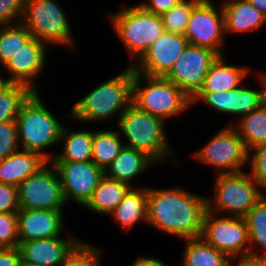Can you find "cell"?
Segmentation results:
<instances>
[{
	"instance_id": "6da1fadb",
	"label": "cell",
	"mask_w": 266,
	"mask_h": 266,
	"mask_svg": "<svg viewBox=\"0 0 266 266\" xmlns=\"http://www.w3.org/2000/svg\"><path fill=\"white\" fill-rule=\"evenodd\" d=\"M207 197L183 188H147V223L181 239L201 235Z\"/></svg>"
},
{
	"instance_id": "7a4b0ae2",
	"label": "cell",
	"mask_w": 266,
	"mask_h": 266,
	"mask_svg": "<svg viewBox=\"0 0 266 266\" xmlns=\"http://www.w3.org/2000/svg\"><path fill=\"white\" fill-rule=\"evenodd\" d=\"M132 84L133 67L130 65L88 92L71 107L66 116L82 123L108 121L116 116L118 122L119 117L132 104Z\"/></svg>"
},
{
	"instance_id": "3957f363",
	"label": "cell",
	"mask_w": 266,
	"mask_h": 266,
	"mask_svg": "<svg viewBox=\"0 0 266 266\" xmlns=\"http://www.w3.org/2000/svg\"><path fill=\"white\" fill-rule=\"evenodd\" d=\"M20 148L33 151L50 161L46 150L60 143L63 124L44 104L40 92H33L23 103L16 118Z\"/></svg>"
},
{
	"instance_id": "277c9868",
	"label": "cell",
	"mask_w": 266,
	"mask_h": 266,
	"mask_svg": "<svg viewBox=\"0 0 266 266\" xmlns=\"http://www.w3.org/2000/svg\"><path fill=\"white\" fill-rule=\"evenodd\" d=\"M132 103L165 122L166 119L185 113L192 105L191 98L174 82L164 76H148L134 70Z\"/></svg>"
},
{
	"instance_id": "5b68a950",
	"label": "cell",
	"mask_w": 266,
	"mask_h": 266,
	"mask_svg": "<svg viewBox=\"0 0 266 266\" xmlns=\"http://www.w3.org/2000/svg\"><path fill=\"white\" fill-rule=\"evenodd\" d=\"M165 123L132 103L119 117L117 126L120 135L127 140L124 146L143 151L156 163H161L173 155L169 149Z\"/></svg>"
},
{
	"instance_id": "8992f818",
	"label": "cell",
	"mask_w": 266,
	"mask_h": 266,
	"mask_svg": "<svg viewBox=\"0 0 266 266\" xmlns=\"http://www.w3.org/2000/svg\"><path fill=\"white\" fill-rule=\"evenodd\" d=\"M109 19L130 58H136L134 63L165 31L161 15L146 11L139 4L121 7Z\"/></svg>"
},
{
	"instance_id": "52a82bcc",
	"label": "cell",
	"mask_w": 266,
	"mask_h": 266,
	"mask_svg": "<svg viewBox=\"0 0 266 266\" xmlns=\"http://www.w3.org/2000/svg\"><path fill=\"white\" fill-rule=\"evenodd\" d=\"M21 23L33 38L46 45L75 49L71 26L56 0H25Z\"/></svg>"
},
{
	"instance_id": "ba28073f",
	"label": "cell",
	"mask_w": 266,
	"mask_h": 266,
	"mask_svg": "<svg viewBox=\"0 0 266 266\" xmlns=\"http://www.w3.org/2000/svg\"><path fill=\"white\" fill-rule=\"evenodd\" d=\"M215 176L214 197H207L210 212L244 217L265 196L263 188L246 171Z\"/></svg>"
},
{
	"instance_id": "9c48e42d",
	"label": "cell",
	"mask_w": 266,
	"mask_h": 266,
	"mask_svg": "<svg viewBox=\"0 0 266 266\" xmlns=\"http://www.w3.org/2000/svg\"><path fill=\"white\" fill-rule=\"evenodd\" d=\"M200 237L230 259L234 258V261L238 257L250 255L248 227L244 217L227 214L219 217V213L206 210Z\"/></svg>"
},
{
	"instance_id": "30bf717a",
	"label": "cell",
	"mask_w": 266,
	"mask_h": 266,
	"mask_svg": "<svg viewBox=\"0 0 266 266\" xmlns=\"http://www.w3.org/2000/svg\"><path fill=\"white\" fill-rule=\"evenodd\" d=\"M225 126L192 155L203 164L213 166L216 174L243 172L248 163V150L235 128Z\"/></svg>"
},
{
	"instance_id": "8fae6325",
	"label": "cell",
	"mask_w": 266,
	"mask_h": 266,
	"mask_svg": "<svg viewBox=\"0 0 266 266\" xmlns=\"http://www.w3.org/2000/svg\"><path fill=\"white\" fill-rule=\"evenodd\" d=\"M49 164L50 161L17 186L20 209L64 210L67 203L59 175L55 166Z\"/></svg>"
},
{
	"instance_id": "7c38bea8",
	"label": "cell",
	"mask_w": 266,
	"mask_h": 266,
	"mask_svg": "<svg viewBox=\"0 0 266 266\" xmlns=\"http://www.w3.org/2000/svg\"><path fill=\"white\" fill-rule=\"evenodd\" d=\"M190 45L209 48L224 55L225 25L222 6L217 8L210 0H200L190 14L184 33Z\"/></svg>"
},
{
	"instance_id": "4fadbf2b",
	"label": "cell",
	"mask_w": 266,
	"mask_h": 266,
	"mask_svg": "<svg viewBox=\"0 0 266 266\" xmlns=\"http://www.w3.org/2000/svg\"><path fill=\"white\" fill-rule=\"evenodd\" d=\"M218 56L209 48L188 44L164 77L192 99L201 89L211 64Z\"/></svg>"
},
{
	"instance_id": "5bb4252c",
	"label": "cell",
	"mask_w": 266,
	"mask_h": 266,
	"mask_svg": "<svg viewBox=\"0 0 266 266\" xmlns=\"http://www.w3.org/2000/svg\"><path fill=\"white\" fill-rule=\"evenodd\" d=\"M59 175L64 199L74 201L82 207L91 198L94 190L104 177V170L88 162H50Z\"/></svg>"
},
{
	"instance_id": "9a60e30c",
	"label": "cell",
	"mask_w": 266,
	"mask_h": 266,
	"mask_svg": "<svg viewBox=\"0 0 266 266\" xmlns=\"http://www.w3.org/2000/svg\"><path fill=\"white\" fill-rule=\"evenodd\" d=\"M185 35L164 31L142 57L131 66L148 76H165L188 45Z\"/></svg>"
},
{
	"instance_id": "2e32d148",
	"label": "cell",
	"mask_w": 266,
	"mask_h": 266,
	"mask_svg": "<svg viewBox=\"0 0 266 266\" xmlns=\"http://www.w3.org/2000/svg\"><path fill=\"white\" fill-rule=\"evenodd\" d=\"M262 90L240 86L237 89L224 92H198L192 99L191 104L203 101L206 105L215 109L216 113L242 117L247 113L259 108L264 103L263 73H259Z\"/></svg>"
},
{
	"instance_id": "e0dca14e",
	"label": "cell",
	"mask_w": 266,
	"mask_h": 266,
	"mask_svg": "<svg viewBox=\"0 0 266 266\" xmlns=\"http://www.w3.org/2000/svg\"><path fill=\"white\" fill-rule=\"evenodd\" d=\"M48 46L31 38L21 49L2 67V71L8 72L10 83H19L28 86L33 92H40L34 82L46 65V49Z\"/></svg>"
},
{
	"instance_id": "ac0fdd59",
	"label": "cell",
	"mask_w": 266,
	"mask_h": 266,
	"mask_svg": "<svg viewBox=\"0 0 266 266\" xmlns=\"http://www.w3.org/2000/svg\"><path fill=\"white\" fill-rule=\"evenodd\" d=\"M69 239L60 236L19 242L18 250L23 264L33 266H61L67 255L81 241L69 234Z\"/></svg>"
},
{
	"instance_id": "d6986e66",
	"label": "cell",
	"mask_w": 266,
	"mask_h": 266,
	"mask_svg": "<svg viewBox=\"0 0 266 266\" xmlns=\"http://www.w3.org/2000/svg\"><path fill=\"white\" fill-rule=\"evenodd\" d=\"M64 211L19 209L17 228L19 242L62 236Z\"/></svg>"
},
{
	"instance_id": "ffe728a7",
	"label": "cell",
	"mask_w": 266,
	"mask_h": 266,
	"mask_svg": "<svg viewBox=\"0 0 266 266\" xmlns=\"http://www.w3.org/2000/svg\"><path fill=\"white\" fill-rule=\"evenodd\" d=\"M220 5L224 12L225 34L256 32L266 23V16L249 0H225Z\"/></svg>"
},
{
	"instance_id": "44dd1931",
	"label": "cell",
	"mask_w": 266,
	"mask_h": 266,
	"mask_svg": "<svg viewBox=\"0 0 266 266\" xmlns=\"http://www.w3.org/2000/svg\"><path fill=\"white\" fill-rule=\"evenodd\" d=\"M47 162L48 160L39 153L19 149L0 161V183L17 187Z\"/></svg>"
},
{
	"instance_id": "7402d4cb",
	"label": "cell",
	"mask_w": 266,
	"mask_h": 266,
	"mask_svg": "<svg viewBox=\"0 0 266 266\" xmlns=\"http://www.w3.org/2000/svg\"><path fill=\"white\" fill-rule=\"evenodd\" d=\"M225 56H218L211 64L199 92H224L237 89L244 85L250 69L244 66H234L225 61Z\"/></svg>"
},
{
	"instance_id": "603a6c76",
	"label": "cell",
	"mask_w": 266,
	"mask_h": 266,
	"mask_svg": "<svg viewBox=\"0 0 266 266\" xmlns=\"http://www.w3.org/2000/svg\"><path fill=\"white\" fill-rule=\"evenodd\" d=\"M155 164L157 163L143 151L124 146L104 173L109 179L126 182L131 186L134 178Z\"/></svg>"
},
{
	"instance_id": "cb8c5ba5",
	"label": "cell",
	"mask_w": 266,
	"mask_h": 266,
	"mask_svg": "<svg viewBox=\"0 0 266 266\" xmlns=\"http://www.w3.org/2000/svg\"><path fill=\"white\" fill-rule=\"evenodd\" d=\"M143 187H131L123 200L109 215L126 232L138 224L140 220L147 224V187Z\"/></svg>"
},
{
	"instance_id": "d4e9b609",
	"label": "cell",
	"mask_w": 266,
	"mask_h": 266,
	"mask_svg": "<svg viewBox=\"0 0 266 266\" xmlns=\"http://www.w3.org/2000/svg\"><path fill=\"white\" fill-rule=\"evenodd\" d=\"M131 187L126 182L112 180L104 175L83 207L95 214L109 217Z\"/></svg>"
},
{
	"instance_id": "484cf974",
	"label": "cell",
	"mask_w": 266,
	"mask_h": 266,
	"mask_svg": "<svg viewBox=\"0 0 266 266\" xmlns=\"http://www.w3.org/2000/svg\"><path fill=\"white\" fill-rule=\"evenodd\" d=\"M69 129V130H68ZM59 142L63 151L54 155L50 162H88L92 161L93 131H71L63 126Z\"/></svg>"
},
{
	"instance_id": "4316f807",
	"label": "cell",
	"mask_w": 266,
	"mask_h": 266,
	"mask_svg": "<svg viewBox=\"0 0 266 266\" xmlns=\"http://www.w3.org/2000/svg\"><path fill=\"white\" fill-rule=\"evenodd\" d=\"M182 266H228L230 258L201 237L184 239Z\"/></svg>"
},
{
	"instance_id": "83f0119b",
	"label": "cell",
	"mask_w": 266,
	"mask_h": 266,
	"mask_svg": "<svg viewBox=\"0 0 266 266\" xmlns=\"http://www.w3.org/2000/svg\"><path fill=\"white\" fill-rule=\"evenodd\" d=\"M232 125L243 139L247 150L266 143V104L239 118Z\"/></svg>"
},
{
	"instance_id": "f1b7e54d",
	"label": "cell",
	"mask_w": 266,
	"mask_h": 266,
	"mask_svg": "<svg viewBox=\"0 0 266 266\" xmlns=\"http://www.w3.org/2000/svg\"><path fill=\"white\" fill-rule=\"evenodd\" d=\"M121 137L117 130L93 131L92 162L105 171L124 147Z\"/></svg>"
},
{
	"instance_id": "f546056e",
	"label": "cell",
	"mask_w": 266,
	"mask_h": 266,
	"mask_svg": "<svg viewBox=\"0 0 266 266\" xmlns=\"http://www.w3.org/2000/svg\"><path fill=\"white\" fill-rule=\"evenodd\" d=\"M244 218L248 227L250 255L266 258V195L249 210ZM256 244L260 247L257 248V252L263 249L264 253H257L253 249Z\"/></svg>"
},
{
	"instance_id": "4dcf8cb0",
	"label": "cell",
	"mask_w": 266,
	"mask_h": 266,
	"mask_svg": "<svg viewBox=\"0 0 266 266\" xmlns=\"http://www.w3.org/2000/svg\"><path fill=\"white\" fill-rule=\"evenodd\" d=\"M32 38L21 23L0 25V67H3Z\"/></svg>"
},
{
	"instance_id": "1f68e13d",
	"label": "cell",
	"mask_w": 266,
	"mask_h": 266,
	"mask_svg": "<svg viewBox=\"0 0 266 266\" xmlns=\"http://www.w3.org/2000/svg\"><path fill=\"white\" fill-rule=\"evenodd\" d=\"M33 91L24 84L10 83L0 92V123L16 121L20 108Z\"/></svg>"
},
{
	"instance_id": "d6a6232c",
	"label": "cell",
	"mask_w": 266,
	"mask_h": 266,
	"mask_svg": "<svg viewBox=\"0 0 266 266\" xmlns=\"http://www.w3.org/2000/svg\"><path fill=\"white\" fill-rule=\"evenodd\" d=\"M200 0H181L161 15L166 32L184 35L193 7Z\"/></svg>"
},
{
	"instance_id": "836d02e7",
	"label": "cell",
	"mask_w": 266,
	"mask_h": 266,
	"mask_svg": "<svg viewBox=\"0 0 266 266\" xmlns=\"http://www.w3.org/2000/svg\"><path fill=\"white\" fill-rule=\"evenodd\" d=\"M80 241L67 255L61 266H101L102 250Z\"/></svg>"
},
{
	"instance_id": "e575fe53",
	"label": "cell",
	"mask_w": 266,
	"mask_h": 266,
	"mask_svg": "<svg viewBox=\"0 0 266 266\" xmlns=\"http://www.w3.org/2000/svg\"><path fill=\"white\" fill-rule=\"evenodd\" d=\"M17 212L0 213V248L18 247Z\"/></svg>"
},
{
	"instance_id": "d590c367",
	"label": "cell",
	"mask_w": 266,
	"mask_h": 266,
	"mask_svg": "<svg viewBox=\"0 0 266 266\" xmlns=\"http://www.w3.org/2000/svg\"><path fill=\"white\" fill-rule=\"evenodd\" d=\"M249 175L266 189V143L258 145L248 151Z\"/></svg>"
},
{
	"instance_id": "8d00e7d4",
	"label": "cell",
	"mask_w": 266,
	"mask_h": 266,
	"mask_svg": "<svg viewBox=\"0 0 266 266\" xmlns=\"http://www.w3.org/2000/svg\"><path fill=\"white\" fill-rule=\"evenodd\" d=\"M20 149L17 123L8 121L0 123V161Z\"/></svg>"
},
{
	"instance_id": "74e56055",
	"label": "cell",
	"mask_w": 266,
	"mask_h": 266,
	"mask_svg": "<svg viewBox=\"0 0 266 266\" xmlns=\"http://www.w3.org/2000/svg\"><path fill=\"white\" fill-rule=\"evenodd\" d=\"M25 0H0V25L21 22Z\"/></svg>"
},
{
	"instance_id": "f35d334b",
	"label": "cell",
	"mask_w": 266,
	"mask_h": 266,
	"mask_svg": "<svg viewBox=\"0 0 266 266\" xmlns=\"http://www.w3.org/2000/svg\"><path fill=\"white\" fill-rule=\"evenodd\" d=\"M19 209L18 188L0 183V213L18 212Z\"/></svg>"
},
{
	"instance_id": "ab89813d",
	"label": "cell",
	"mask_w": 266,
	"mask_h": 266,
	"mask_svg": "<svg viewBox=\"0 0 266 266\" xmlns=\"http://www.w3.org/2000/svg\"><path fill=\"white\" fill-rule=\"evenodd\" d=\"M181 0H147L141 2V5L146 11L154 14L162 15L169 9L177 5Z\"/></svg>"
},
{
	"instance_id": "60d3db41",
	"label": "cell",
	"mask_w": 266,
	"mask_h": 266,
	"mask_svg": "<svg viewBox=\"0 0 266 266\" xmlns=\"http://www.w3.org/2000/svg\"><path fill=\"white\" fill-rule=\"evenodd\" d=\"M23 262L17 247L0 248V266H22Z\"/></svg>"
},
{
	"instance_id": "b9f144b4",
	"label": "cell",
	"mask_w": 266,
	"mask_h": 266,
	"mask_svg": "<svg viewBox=\"0 0 266 266\" xmlns=\"http://www.w3.org/2000/svg\"><path fill=\"white\" fill-rule=\"evenodd\" d=\"M233 260L234 258L230 259L228 266H233ZM236 262L235 266H266V258L251 255L238 257Z\"/></svg>"
},
{
	"instance_id": "7bdbcfd3",
	"label": "cell",
	"mask_w": 266,
	"mask_h": 266,
	"mask_svg": "<svg viewBox=\"0 0 266 266\" xmlns=\"http://www.w3.org/2000/svg\"><path fill=\"white\" fill-rule=\"evenodd\" d=\"M131 266H168L160 259L154 257H136Z\"/></svg>"
},
{
	"instance_id": "ee69618b",
	"label": "cell",
	"mask_w": 266,
	"mask_h": 266,
	"mask_svg": "<svg viewBox=\"0 0 266 266\" xmlns=\"http://www.w3.org/2000/svg\"><path fill=\"white\" fill-rule=\"evenodd\" d=\"M250 3L260 11L264 16H266V0H249Z\"/></svg>"
},
{
	"instance_id": "f6af8a7d",
	"label": "cell",
	"mask_w": 266,
	"mask_h": 266,
	"mask_svg": "<svg viewBox=\"0 0 266 266\" xmlns=\"http://www.w3.org/2000/svg\"><path fill=\"white\" fill-rule=\"evenodd\" d=\"M1 75H0V92L4 89V88H6L9 84H10V82L8 81V79H2V74L3 73H0Z\"/></svg>"
},
{
	"instance_id": "bcb514c9",
	"label": "cell",
	"mask_w": 266,
	"mask_h": 266,
	"mask_svg": "<svg viewBox=\"0 0 266 266\" xmlns=\"http://www.w3.org/2000/svg\"><path fill=\"white\" fill-rule=\"evenodd\" d=\"M263 84H264V103L266 104V72H263Z\"/></svg>"
},
{
	"instance_id": "7dc6e473",
	"label": "cell",
	"mask_w": 266,
	"mask_h": 266,
	"mask_svg": "<svg viewBox=\"0 0 266 266\" xmlns=\"http://www.w3.org/2000/svg\"><path fill=\"white\" fill-rule=\"evenodd\" d=\"M22 266H33V265H29V264H22Z\"/></svg>"
}]
</instances>
